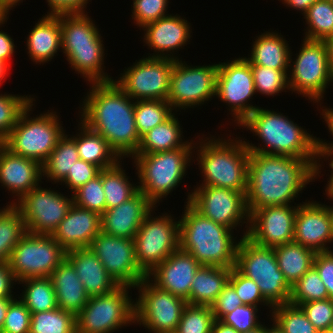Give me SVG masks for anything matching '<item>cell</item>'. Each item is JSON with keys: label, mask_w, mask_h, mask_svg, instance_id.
<instances>
[{"label": "cell", "mask_w": 333, "mask_h": 333, "mask_svg": "<svg viewBox=\"0 0 333 333\" xmlns=\"http://www.w3.org/2000/svg\"><path fill=\"white\" fill-rule=\"evenodd\" d=\"M315 162L250 153L246 192L249 214L267 206L292 204L310 182H315Z\"/></svg>", "instance_id": "6da1fadb"}, {"label": "cell", "mask_w": 333, "mask_h": 333, "mask_svg": "<svg viewBox=\"0 0 333 333\" xmlns=\"http://www.w3.org/2000/svg\"><path fill=\"white\" fill-rule=\"evenodd\" d=\"M89 86L79 105V119L102 135L122 160L132 157L141 141L135 122V100L114 81L90 83Z\"/></svg>", "instance_id": "7a4b0ae2"}, {"label": "cell", "mask_w": 333, "mask_h": 333, "mask_svg": "<svg viewBox=\"0 0 333 333\" xmlns=\"http://www.w3.org/2000/svg\"><path fill=\"white\" fill-rule=\"evenodd\" d=\"M238 127L250 130L264 144L257 147L249 140H244L250 153L283 155L307 161L317 159L320 138L308 133L307 129L283 113L258 107Z\"/></svg>", "instance_id": "3957f363"}, {"label": "cell", "mask_w": 333, "mask_h": 333, "mask_svg": "<svg viewBox=\"0 0 333 333\" xmlns=\"http://www.w3.org/2000/svg\"><path fill=\"white\" fill-rule=\"evenodd\" d=\"M205 137L197 135L194 144L195 159L203 177L196 186L209 185L247 192L250 151L242 137ZM204 137V138H203ZM205 139V140H204ZM198 142V143H197ZM197 146V147H196ZM197 155V157H196Z\"/></svg>", "instance_id": "277c9868"}, {"label": "cell", "mask_w": 333, "mask_h": 333, "mask_svg": "<svg viewBox=\"0 0 333 333\" xmlns=\"http://www.w3.org/2000/svg\"><path fill=\"white\" fill-rule=\"evenodd\" d=\"M184 206L179 219L180 249L201 265L235 267L240 239L236 240L234 231L203 216L188 202Z\"/></svg>", "instance_id": "5b68a950"}, {"label": "cell", "mask_w": 333, "mask_h": 333, "mask_svg": "<svg viewBox=\"0 0 333 333\" xmlns=\"http://www.w3.org/2000/svg\"><path fill=\"white\" fill-rule=\"evenodd\" d=\"M87 13H60L62 52L87 84L112 82L104 70L105 47L100 30Z\"/></svg>", "instance_id": "8992f818"}, {"label": "cell", "mask_w": 333, "mask_h": 333, "mask_svg": "<svg viewBox=\"0 0 333 333\" xmlns=\"http://www.w3.org/2000/svg\"><path fill=\"white\" fill-rule=\"evenodd\" d=\"M194 144L195 141L192 139L182 148L152 154H134L131 157L140 181L139 191L156 207L187 175V168L194 159Z\"/></svg>", "instance_id": "52a82bcc"}, {"label": "cell", "mask_w": 333, "mask_h": 333, "mask_svg": "<svg viewBox=\"0 0 333 333\" xmlns=\"http://www.w3.org/2000/svg\"><path fill=\"white\" fill-rule=\"evenodd\" d=\"M34 102L35 99L20 113L15 126L1 143L13 154L43 164L66 130L53 110L32 118L30 111L34 109Z\"/></svg>", "instance_id": "ba28073f"}, {"label": "cell", "mask_w": 333, "mask_h": 333, "mask_svg": "<svg viewBox=\"0 0 333 333\" xmlns=\"http://www.w3.org/2000/svg\"><path fill=\"white\" fill-rule=\"evenodd\" d=\"M235 268L259 286L263 297L274 307L290 302L292 287L278 267L274 248L262 247L241 237Z\"/></svg>", "instance_id": "9c48e42d"}, {"label": "cell", "mask_w": 333, "mask_h": 333, "mask_svg": "<svg viewBox=\"0 0 333 333\" xmlns=\"http://www.w3.org/2000/svg\"><path fill=\"white\" fill-rule=\"evenodd\" d=\"M301 44L295 60L292 58V50L290 51L289 91L302 95L321 107L326 89L329 85L333 86V71L327 47L324 40L303 38Z\"/></svg>", "instance_id": "30bf717a"}, {"label": "cell", "mask_w": 333, "mask_h": 333, "mask_svg": "<svg viewBox=\"0 0 333 333\" xmlns=\"http://www.w3.org/2000/svg\"><path fill=\"white\" fill-rule=\"evenodd\" d=\"M120 285L105 295L89 297L76 316V333H113L127 325H135V300L129 290Z\"/></svg>", "instance_id": "8fae6325"}, {"label": "cell", "mask_w": 333, "mask_h": 333, "mask_svg": "<svg viewBox=\"0 0 333 333\" xmlns=\"http://www.w3.org/2000/svg\"><path fill=\"white\" fill-rule=\"evenodd\" d=\"M155 208L145 216L133 239L137 263L146 275L180 248L179 219L175 221L166 212L154 216Z\"/></svg>", "instance_id": "7c38bea8"}, {"label": "cell", "mask_w": 333, "mask_h": 333, "mask_svg": "<svg viewBox=\"0 0 333 333\" xmlns=\"http://www.w3.org/2000/svg\"><path fill=\"white\" fill-rule=\"evenodd\" d=\"M66 258V250L52 235L27 232L12 249L8 264L17 282L49 277Z\"/></svg>", "instance_id": "4fadbf2b"}, {"label": "cell", "mask_w": 333, "mask_h": 333, "mask_svg": "<svg viewBox=\"0 0 333 333\" xmlns=\"http://www.w3.org/2000/svg\"><path fill=\"white\" fill-rule=\"evenodd\" d=\"M217 72L218 64L215 63L192 66L182 59L175 60L167 99L172 110L177 113L180 109L196 108L216 97Z\"/></svg>", "instance_id": "5bb4252c"}, {"label": "cell", "mask_w": 333, "mask_h": 333, "mask_svg": "<svg viewBox=\"0 0 333 333\" xmlns=\"http://www.w3.org/2000/svg\"><path fill=\"white\" fill-rule=\"evenodd\" d=\"M187 196L186 203L215 223L231 230H236V227H242L246 223L243 237L247 236L250 214L246 204V192L201 185L194 187Z\"/></svg>", "instance_id": "9a60e30c"}, {"label": "cell", "mask_w": 333, "mask_h": 333, "mask_svg": "<svg viewBox=\"0 0 333 333\" xmlns=\"http://www.w3.org/2000/svg\"><path fill=\"white\" fill-rule=\"evenodd\" d=\"M135 324L149 332H174L187 301L155 286L147 277L135 287ZM138 299V300H137Z\"/></svg>", "instance_id": "2e32d148"}, {"label": "cell", "mask_w": 333, "mask_h": 333, "mask_svg": "<svg viewBox=\"0 0 333 333\" xmlns=\"http://www.w3.org/2000/svg\"><path fill=\"white\" fill-rule=\"evenodd\" d=\"M174 59L142 57L124 69L115 84L135 101L168 99Z\"/></svg>", "instance_id": "e0dca14e"}, {"label": "cell", "mask_w": 333, "mask_h": 333, "mask_svg": "<svg viewBox=\"0 0 333 333\" xmlns=\"http://www.w3.org/2000/svg\"><path fill=\"white\" fill-rule=\"evenodd\" d=\"M255 94L251 65L245 56L218 63L216 98L228 105L236 127L260 107L250 102Z\"/></svg>", "instance_id": "ac0fdd59"}, {"label": "cell", "mask_w": 333, "mask_h": 333, "mask_svg": "<svg viewBox=\"0 0 333 333\" xmlns=\"http://www.w3.org/2000/svg\"><path fill=\"white\" fill-rule=\"evenodd\" d=\"M57 191L38 185L14 204L22 214L27 232L52 235L58 228L73 204V197Z\"/></svg>", "instance_id": "d6986e66"}, {"label": "cell", "mask_w": 333, "mask_h": 333, "mask_svg": "<svg viewBox=\"0 0 333 333\" xmlns=\"http://www.w3.org/2000/svg\"><path fill=\"white\" fill-rule=\"evenodd\" d=\"M89 248L119 285L135 288L147 277L137 263L133 239L112 236L101 231L92 240Z\"/></svg>", "instance_id": "ffe728a7"}, {"label": "cell", "mask_w": 333, "mask_h": 333, "mask_svg": "<svg viewBox=\"0 0 333 333\" xmlns=\"http://www.w3.org/2000/svg\"><path fill=\"white\" fill-rule=\"evenodd\" d=\"M298 205H276L253 210L249 215L246 237L256 245L269 248L293 242Z\"/></svg>", "instance_id": "44dd1931"}, {"label": "cell", "mask_w": 333, "mask_h": 333, "mask_svg": "<svg viewBox=\"0 0 333 333\" xmlns=\"http://www.w3.org/2000/svg\"><path fill=\"white\" fill-rule=\"evenodd\" d=\"M302 203L298 205L293 241L315 252L331 251L327 243H333V222L328 205L313 200Z\"/></svg>", "instance_id": "7402d4cb"}, {"label": "cell", "mask_w": 333, "mask_h": 333, "mask_svg": "<svg viewBox=\"0 0 333 333\" xmlns=\"http://www.w3.org/2000/svg\"><path fill=\"white\" fill-rule=\"evenodd\" d=\"M184 18L169 14L142 28L143 42L154 52L148 57L180 59L174 52L184 49L192 37L191 24Z\"/></svg>", "instance_id": "603a6c76"}, {"label": "cell", "mask_w": 333, "mask_h": 333, "mask_svg": "<svg viewBox=\"0 0 333 333\" xmlns=\"http://www.w3.org/2000/svg\"><path fill=\"white\" fill-rule=\"evenodd\" d=\"M200 266L190 253L179 248L149 273L147 278L158 288L188 303L191 283Z\"/></svg>", "instance_id": "cb8c5ba5"}, {"label": "cell", "mask_w": 333, "mask_h": 333, "mask_svg": "<svg viewBox=\"0 0 333 333\" xmlns=\"http://www.w3.org/2000/svg\"><path fill=\"white\" fill-rule=\"evenodd\" d=\"M42 164L34 159L13 154L0 143V183L17 197L9 205H14L25 194L42 183Z\"/></svg>", "instance_id": "d4e9b609"}, {"label": "cell", "mask_w": 333, "mask_h": 333, "mask_svg": "<svg viewBox=\"0 0 333 333\" xmlns=\"http://www.w3.org/2000/svg\"><path fill=\"white\" fill-rule=\"evenodd\" d=\"M100 232L101 215L73 203L52 236L68 251L75 248H89L92 240Z\"/></svg>", "instance_id": "484cf974"}, {"label": "cell", "mask_w": 333, "mask_h": 333, "mask_svg": "<svg viewBox=\"0 0 333 333\" xmlns=\"http://www.w3.org/2000/svg\"><path fill=\"white\" fill-rule=\"evenodd\" d=\"M154 207L155 205L139 191L128 201L106 209L101 215V231L112 236L134 239L145 216Z\"/></svg>", "instance_id": "4316f807"}, {"label": "cell", "mask_w": 333, "mask_h": 333, "mask_svg": "<svg viewBox=\"0 0 333 333\" xmlns=\"http://www.w3.org/2000/svg\"><path fill=\"white\" fill-rule=\"evenodd\" d=\"M66 259L75 268L79 280L90 297L108 294L120 286L90 248L68 250Z\"/></svg>", "instance_id": "83f0119b"}, {"label": "cell", "mask_w": 333, "mask_h": 333, "mask_svg": "<svg viewBox=\"0 0 333 333\" xmlns=\"http://www.w3.org/2000/svg\"><path fill=\"white\" fill-rule=\"evenodd\" d=\"M26 40V52L35 64L43 65L55 58L62 50L60 13L45 14L33 26Z\"/></svg>", "instance_id": "f1b7e54d"}, {"label": "cell", "mask_w": 333, "mask_h": 333, "mask_svg": "<svg viewBox=\"0 0 333 333\" xmlns=\"http://www.w3.org/2000/svg\"><path fill=\"white\" fill-rule=\"evenodd\" d=\"M55 290L57 307L77 316L89 300L75 268L65 260L49 276Z\"/></svg>", "instance_id": "f546056e"}, {"label": "cell", "mask_w": 333, "mask_h": 333, "mask_svg": "<svg viewBox=\"0 0 333 333\" xmlns=\"http://www.w3.org/2000/svg\"><path fill=\"white\" fill-rule=\"evenodd\" d=\"M250 50V57L245 59L250 65H260L272 69H289L290 47L285 38L275 31L261 32L256 36Z\"/></svg>", "instance_id": "4dcf8cb0"}, {"label": "cell", "mask_w": 333, "mask_h": 333, "mask_svg": "<svg viewBox=\"0 0 333 333\" xmlns=\"http://www.w3.org/2000/svg\"><path fill=\"white\" fill-rule=\"evenodd\" d=\"M75 134V142L79 158L98 166L101 170L114 166L121 158L109 146L106 139L91 130L81 120Z\"/></svg>", "instance_id": "1f68e13d"}, {"label": "cell", "mask_w": 333, "mask_h": 333, "mask_svg": "<svg viewBox=\"0 0 333 333\" xmlns=\"http://www.w3.org/2000/svg\"><path fill=\"white\" fill-rule=\"evenodd\" d=\"M231 268L201 265L191 283L188 304L211 306L228 283Z\"/></svg>", "instance_id": "d6a6232c"}, {"label": "cell", "mask_w": 333, "mask_h": 333, "mask_svg": "<svg viewBox=\"0 0 333 333\" xmlns=\"http://www.w3.org/2000/svg\"><path fill=\"white\" fill-rule=\"evenodd\" d=\"M175 115L176 113L173 112L162 124L150 129L141 139L135 154H152L185 147L189 141L183 138V128Z\"/></svg>", "instance_id": "836d02e7"}, {"label": "cell", "mask_w": 333, "mask_h": 333, "mask_svg": "<svg viewBox=\"0 0 333 333\" xmlns=\"http://www.w3.org/2000/svg\"><path fill=\"white\" fill-rule=\"evenodd\" d=\"M278 267L292 287L312 266L316 252L299 243L274 247Z\"/></svg>", "instance_id": "e575fe53"}, {"label": "cell", "mask_w": 333, "mask_h": 333, "mask_svg": "<svg viewBox=\"0 0 333 333\" xmlns=\"http://www.w3.org/2000/svg\"><path fill=\"white\" fill-rule=\"evenodd\" d=\"M79 159L75 136L64 133L47 160L42 164L43 179L47 178L48 181H53L52 184L54 182L60 184L74 166V162Z\"/></svg>", "instance_id": "d590c367"}, {"label": "cell", "mask_w": 333, "mask_h": 333, "mask_svg": "<svg viewBox=\"0 0 333 333\" xmlns=\"http://www.w3.org/2000/svg\"><path fill=\"white\" fill-rule=\"evenodd\" d=\"M122 165V161L119 160L114 166L102 169L106 209H111L128 201L139 192L138 184H132L129 181L130 178L126 175Z\"/></svg>", "instance_id": "8d00e7d4"}, {"label": "cell", "mask_w": 333, "mask_h": 333, "mask_svg": "<svg viewBox=\"0 0 333 333\" xmlns=\"http://www.w3.org/2000/svg\"><path fill=\"white\" fill-rule=\"evenodd\" d=\"M17 284H24L20 299L31 313L49 311L57 307L55 290L49 277L28 278Z\"/></svg>", "instance_id": "74e56055"}, {"label": "cell", "mask_w": 333, "mask_h": 333, "mask_svg": "<svg viewBox=\"0 0 333 333\" xmlns=\"http://www.w3.org/2000/svg\"><path fill=\"white\" fill-rule=\"evenodd\" d=\"M27 233L21 212L7 204L0 209V263L8 262L12 249Z\"/></svg>", "instance_id": "f35d334b"}, {"label": "cell", "mask_w": 333, "mask_h": 333, "mask_svg": "<svg viewBox=\"0 0 333 333\" xmlns=\"http://www.w3.org/2000/svg\"><path fill=\"white\" fill-rule=\"evenodd\" d=\"M307 28L304 32L305 39L325 40L333 36V2L317 0L303 15Z\"/></svg>", "instance_id": "ab89813d"}, {"label": "cell", "mask_w": 333, "mask_h": 333, "mask_svg": "<svg viewBox=\"0 0 333 333\" xmlns=\"http://www.w3.org/2000/svg\"><path fill=\"white\" fill-rule=\"evenodd\" d=\"M172 107L165 100L135 101V122L139 139L141 140L150 129L162 124L173 113Z\"/></svg>", "instance_id": "60d3db41"}, {"label": "cell", "mask_w": 333, "mask_h": 333, "mask_svg": "<svg viewBox=\"0 0 333 333\" xmlns=\"http://www.w3.org/2000/svg\"><path fill=\"white\" fill-rule=\"evenodd\" d=\"M30 333H76V316L60 308L31 313Z\"/></svg>", "instance_id": "b9f144b4"}, {"label": "cell", "mask_w": 333, "mask_h": 333, "mask_svg": "<svg viewBox=\"0 0 333 333\" xmlns=\"http://www.w3.org/2000/svg\"><path fill=\"white\" fill-rule=\"evenodd\" d=\"M269 312L271 313V321L283 333H320L308 320L300 306L290 303L280 304L274 306Z\"/></svg>", "instance_id": "7bdbcfd3"}, {"label": "cell", "mask_w": 333, "mask_h": 333, "mask_svg": "<svg viewBox=\"0 0 333 333\" xmlns=\"http://www.w3.org/2000/svg\"><path fill=\"white\" fill-rule=\"evenodd\" d=\"M329 299L326 286L316 268L312 266L293 286L290 304L300 306L302 303Z\"/></svg>", "instance_id": "ee69618b"}, {"label": "cell", "mask_w": 333, "mask_h": 333, "mask_svg": "<svg viewBox=\"0 0 333 333\" xmlns=\"http://www.w3.org/2000/svg\"><path fill=\"white\" fill-rule=\"evenodd\" d=\"M256 93L265 96L279 95L289 90V69H272L260 65H251Z\"/></svg>", "instance_id": "f6af8a7d"}, {"label": "cell", "mask_w": 333, "mask_h": 333, "mask_svg": "<svg viewBox=\"0 0 333 333\" xmlns=\"http://www.w3.org/2000/svg\"><path fill=\"white\" fill-rule=\"evenodd\" d=\"M214 321V315L210 306L187 303L175 332L211 333Z\"/></svg>", "instance_id": "bcb514c9"}, {"label": "cell", "mask_w": 333, "mask_h": 333, "mask_svg": "<svg viewBox=\"0 0 333 333\" xmlns=\"http://www.w3.org/2000/svg\"><path fill=\"white\" fill-rule=\"evenodd\" d=\"M34 96L0 93V142L15 126L20 113L31 103Z\"/></svg>", "instance_id": "7dc6e473"}, {"label": "cell", "mask_w": 333, "mask_h": 333, "mask_svg": "<svg viewBox=\"0 0 333 333\" xmlns=\"http://www.w3.org/2000/svg\"><path fill=\"white\" fill-rule=\"evenodd\" d=\"M71 196L75 205L102 215L106 211V200L102 186V170L98 176L78 188Z\"/></svg>", "instance_id": "c3c4849f"}, {"label": "cell", "mask_w": 333, "mask_h": 333, "mask_svg": "<svg viewBox=\"0 0 333 333\" xmlns=\"http://www.w3.org/2000/svg\"><path fill=\"white\" fill-rule=\"evenodd\" d=\"M228 282L234 287L244 305H265L272 310L273 306L263 297L256 282L241 274L235 267L231 269Z\"/></svg>", "instance_id": "681fc988"}, {"label": "cell", "mask_w": 333, "mask_h": 333, "mask_svg": "<svg viewBox=\"0 0 333 333\" xmlns=\"http://www.w3.org/2000/svg\"><path fill=\"white\" fill-rule=\"evenodd\" d=\"M169 0H133L131 17L136 26H144L157 21L167 14Z\"/></svg>", "instance_id": "f907efd6"}, {"label": "cell", "mask_w": 333, "mask_h": 333, "mask_svg": "<svg viewBox=\"0 0 333 333\" xmlns=\"http://www.w3.org/2000/svg\"><path fill=\"white\" fill-rule=\"evenodd\" d=\"M31 312L15 297L8 306L4 325L0 333H30Z\"/></svg>", "instance_id": "816d5d0a"}, {"label": "cell", "mask_w": 333, "mask_h": 333, "mask_svg": "<svg viewBox=\"0 0 333 333\" xmlns=\"http://www.w3.org/2000/svg\"><path fill=\"white\" fill-rule=\"evenodd\" d=\"M308 320L320 332L326 333L333 322V300H316L300 305Z\"/></svg>", "instance_id": "f5cc1de1"}, {"label": "cell", "mask_w": 333, "mask_h": 333, "mask_svg": "<svg viewBox=\"0 0 333 333\" xmlns=\"http://www.w3.org/2000/svg\"><path fill=\"white\" fill-rule=\"evenodd\" d=\"M258 306L242 305L226 314L220 321L232 326L239 333H245L258 328L262 322L259 321Z\"/></svg>", "instance_id": "db71d44e"}, {"label": "cell", "mask_w": 333, "mask_h": 333, "mask_svg": "<svg viewBox=\"0 0 333 333\" xmlns=\"http://www.w3.org/2000/svg\"><path fill=\"white\" fill-rule=\"evenodd\" d=\"M100 171L101 169L98 166L79 159L74 162V166L69 170L66 178L60 185H65L68 190H71L70 193H73L89 180L98 176Z\"/></svg>", "instance_id": "11a10c76"}, {"label": "cell", "mask_w": 333, "mask_h": 333, "mask_svg": "<svg viewBox=\"0 0 333 333\" xmlns=\"http://www.w3.org/2000/svg\"><path fill=\"white\" fill-rule=\"evenodd\" d=\"M242 305L243 303L237 295L234 287L228 282L210 307L214 319L221 320L226 314L235 310L237 306Z\"/></svg>", "instance_id": "9f6ffc18"}, {"label": "cell", "mask_w": 333, "mask_h": 333, "mask_svg": "<svg viewBox=\"0 0 333 333\" xmlns=\"http://www.w3.org/2000/svg\"><path fill=\"white\" fill-rule=\"evenodd\" d=\"M313 266L318 271L321 280L326 286L329 298L333 300V250L316 252Z\"/></svg>", "instance_id": "6f0895ef"}, {"label": "cell", "mask_w": 333, "mask_h": 333, "mask_svg": "<svg viewBox=\"0 0 333 333\" xmlns=\"http://www.w3.org/2000/svg\"><path fill=\"white\" fill-rule=\"evenodd\" d=\"M49 11L47 14L87 13V4L92 0H46Z\"/></svg>", "instance_id": "680465c9"}, {"label": "cell", "mask_w": 333, "mask_h": 333, "mask_svg": "<svg viewBox=\"0 0 333 333\" xmlns=\"http://www.w3.org/2000/svg\"><path fill=\"white\" fill-rule=\"evenodd\" d=\"M9 16L0 15V28L7 23ZM1 30V29H0ZM8 32L0 31V60L6 62L9 65V60L16 52L13 38L7 34Z\"/></svg>", "instance_id": "91938a15"}, {"label": "cell", "mask_w": 333, "mask_h": 333, "mask_svg": "<svg viewBox=\"0 0 333 333\" xmlns=\"http://www.w3.org/2000/svg\"><path fill=\"white\" fill-rule=\"evenodd\" d=\"M16 282L8 262L0 263V298L18 296V294L14 296L12 291Z\"/></svg>", "instance_id": "94428289"}, {"label": "cell", "mask_w": 333, "mask_h": 333, "mask_svg": "<svg viewBox=\"0 0 333 333\" xmlns=\"http://www.w3.org/2000/svg\"><path fill=\"white\" fill-rule=\"evenodd\" d=\"M330 157V158H329ZM324 158V160H322ZM321 159V160H320ZM330 159V160H329ZM327 161L329 160L330 162L328 163L331 171H330V176L328 178V182L325 186V192L324 195H327V197H333V153H326L325 151H323L320 147H319V151H318V156L315 162V179L321 177V168L322 166H324L322 163L323 161ZM322 163H321V162Z\"/></svg>", "instance_id": "6125c7cd"}, {"label": "cell", "mask_w": 333, "mask_h": 333, "mask_svg": "<svg viewBox=\"0 0 333 333\" xmlns=\"http://www.w3.org/2000/svg\"><path fill=\"white\" fill-rule=\"evenodd\" d=\"M326 106H322L320 109L322 110L320 115H322L321 118L324 119L325 123L327 124L328 131L331 133L333 137V108H328ZM324 108V109H323ZM323 141V139H320V148L325 151L326 153H333V141L328 142Z\"/></svg>", "instance_id": "be15d7a7"}, {"label": "cell", "mask_w": 333, "mask_h": 333, "mask_svg": "<svg viewBox=\"0 0 333 333\" xmlns=\"http://www.w3.org/2000/svg\"><path fill=\"white\" fill-rule=\"evenodd\" d=\"M282 1L286 7L293 8L292 10L296 9L300 11L302 15H304L308 8L317 0H279Z\"/></svg>", "instance_id": "e7e4bbea"}, {"label": "cell", "mask_w": 333, "mask_h": 333, "mask_svg": "<svg viewBox=\"0 0 333 333\" xmlns=\"http://www.w3.org/2000/svg\"><path fill=\"white\" fill-rule=\"evenodd\" d=\"M21 2L23 3V0H0V15L9 16L11 9L19 6Z\"/></svg>", "instance_id": "03108f58"}, {"label": "cell", "mask_w": 333, "mask_h": 333, "mask_svg": "<svg viewBox=\"0 0 333 333\" xmlns=\"http://www.w3.org/2000/svg\"><path fill=\"white\" fill-rule=\"evenodd\" d=\"M15 297H2L0 298V331L4 325L5 322V317L8 311V306L10 302L14 299Z\"/></svg>", "instance_id": "003e7915"}, {"label": "cell", "mask_w": 333, "mask_h": 333, "mask_svg": "<svg viewBox=\"0 0 333 333\" xmlns=\"http://www.w3.org/2000/svg\"><path fill=\"white\" fill-rule=\"evenodd\" d=\"M211 333H239L232 326L226 325L220 320H215Z\"/></svg>", "instance_id": "a7ac6f4b"}, {"label": "cell", "mask_w": 333, "mask_h": 333, "mask_svg": "<svg viewBox=\"0 0 333 333\" xmlns=\"http://www.w3.org/2000/svg\"><path fill=\"white\" fill-rule=\"evenodd\" d=\"M327 51H328V58H329V64L331 66V69L333 71V36H330L324 40Z\"/></svg>", "instance_id": "89a4df30"}, {"label": "cell", "mask_w": 333, "mask_h": 333, "mask_svg": "<svg viewBox=\"0 0 333 333\" xmlns=\"http://www.w3.org/2000/svg\"><path fill=\"white\" fill-rule=\"evenodd\" d=\"M9 67L10 66L6 62L0 60V85H2L1 83H3L4 79L6 78Z\"/></svg>", "instance_id": "2644e50d"}, {"label": "cell", "mask_w": 333, "mask_h": 333, "mask_svg": "<svg viewBox=\"0 0 333 333\" xmlns=\"http://www.w3.org/2000/svg\"><path fill=\"white\" fill-rule=\"evenodd\" d=\"M264 333H283L280 328L273 322L272 326L271 325H265L264 324Z\"/></svg>", "instance_id": "8c879c8a"}, {"label": "cell", "mask_w": 333, "mask_h": 333, "mask_svg": "<svg viewBox=\"0 0 333 333\" xmlns=\"http://www.w3.org/2000/svg\"><path fill=\"white\" fill-rule=\"evenodd\" d=\"M245 333H264V323L261 324L258 328Z\"/></svg>", "instance_id": "753ad0ef"}, {"label": "cell", "mask_w": 333, "mask_h": 333, "mask_svg": "<svg viewBox=\"0 0 333 333\" xmlns=\"http://www.w3.org/2000/svg\"><path fill=\"white\" fill-rule=\"evenodd\" d=\"M327 199L330 200V201H333V197H328ZM330 204H333V203H330ZM328 209L330 211V214H331V217H332V222H333V205L332 206L329 205Z\"/></svg>", "instance_id": "34e18365"}, {"label": "cell", "mask_w": 333, "mask_h": 333, "mask_svg": "<svg viewBox=\"0 0 333 333\" xmlns=\"http://www.w3.org/2000/svg\"><path fill=\"white\" fill-rule=\"evenodd\" d=\"M326 333H333V322Z\"/></svg>", "instance_id": "11e5206c"}, {"label": "cell", "mask_w": 333, "mask_h": 333, "mask_svg": "<svg viewBox=\"0 0 333 333\" xmlns=\"http://www.w3.org/2000/svg\"><path fill=\"white\" fill-rule=\"evenodd\" d=\"M152 333H176V332L174 331V332H152Z\"/></svg>", "instance_id": "2a66077c"}]
</instances>
